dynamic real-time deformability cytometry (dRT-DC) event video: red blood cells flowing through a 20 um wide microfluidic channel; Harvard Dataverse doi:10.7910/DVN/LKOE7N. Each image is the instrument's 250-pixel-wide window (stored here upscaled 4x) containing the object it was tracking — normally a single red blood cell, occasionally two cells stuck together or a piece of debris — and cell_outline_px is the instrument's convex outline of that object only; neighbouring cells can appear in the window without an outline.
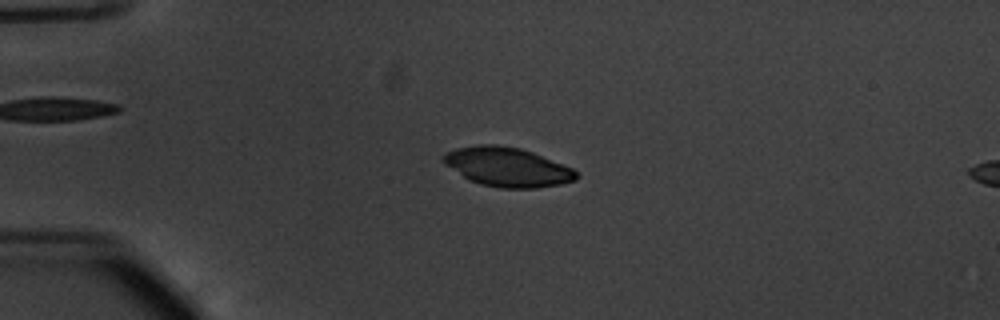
{"species": "common noctule bat (a hibernating species)", "species_latin": "Nyctalus noctula", "temperature_condition": "warm", "stored_images_in_passage": 54, "camera_frame_rate_fps": 3000, "um_per_image_px": 0.085, "animal": {"sex": "male", "body_mass_g": 20.1, "forearm_length_mm": 53.5}, "frame": {"image": 1, "passage_image": 14, "time_ms": 4.333, "image_size_px": [1000, 320], "cell_outline_px": [[580, 176], [576, 180], [560, 184], [536, 188], [500, 188], [480, 184], [468, 180], [444, 164], [444, 152], [456, 148], [480, 144], [496, 144], [520, 148], [532, 152], [572, 168]], "centroid_in_image_um": [43.11, 14.2], "position_along_channel_um": 41.9, "area_um2": 30.35}}
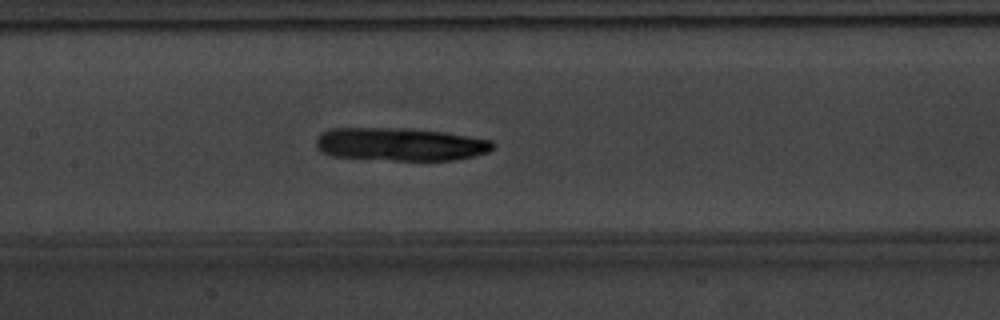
{"frame": {"image": 2, "passage_image": 27, "time_ms": 8.667, "image_size_px": [1000, 320], "cell_outline_px": [[496, 144], [488, 152], [472, 156], [452, 160], [392, 160], [332, 156], [320, 152], [316, 148], [316, 140], [320, 132], [332, 128], [412, 128], [444, 132], [492, 140]], "centroid_in_image_um": [33.98, 12.25], "position_along_channel_um": 173.4, "area_um2": 34.22}}
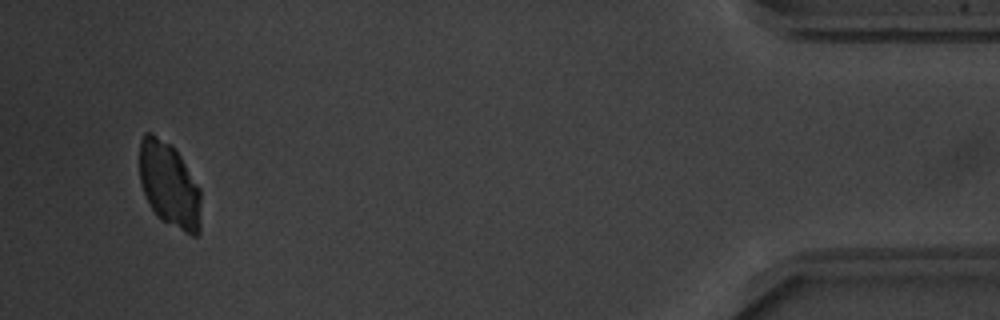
{"frame": {"image": 3, "passage_image": 52, "time_ms": 17.0, "image_size_px": [1000, 320], "cell_outline_px": [[200, 232], [196, 236], [192, 236], [160, 220], [156, 216], [140, 184], [140, 140], [144, 132], [152, 132], [172, 144], [180, 156], [200, 188]], "centroid_in_image_um": [14.39, 15.7], "position_along_channel_um": 420.8, "area_um2": 30.69}}